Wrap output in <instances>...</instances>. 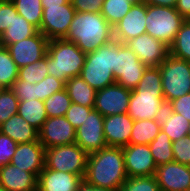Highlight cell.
Returning a JSON list of instances; mask_svg holds the SVG:
<instances>
[{
	"instance_id": "cell-5",
	"label": "cell",
	"mask_w": 190,
	"mask_h": 191,
	"mask_svg": "<svg viewBox=\"0 0 190 191\" xmlns=\"http://www.w3.org/2000/svg\"><path fill=\"white\" fill-rule=\"evenodd\" d=\"M146 33L170 47L185 19L175 7L146 4Z\"/></svg>"
},
{
	"instance_id": "cell-53",
	"label": "cell",
	"mask_w": 190,
	"mask_h": 191,
	"mask_svg": "<svg viewBox=\"0 0 190 191\" xmlns=\"http://www.w3.org/2000/svg\"><path fill=\"white\" fill-rule=\"evenodd\" d=\"M129 1H133V2H135V3H138V2H140V1H142V0H129Z\"/></svg>"
},
{
	"instance_id": "cell-38",
	"label": "cell",
	"mask_w": 190,
	"mask_h": 191,
	"mask_svg": "<svg viewBox=\"0 0 190 191\" xmlns=\"http://www.w3.org/2000/svg\"><path fill=\"white\" fill-rule=\"evenodd\" d=\"M163 91L159 67H147L137 87L133 90Z\"/></svg>"
},
{
	"instance_id": "cell-48",
	"label": "cell",
	"mask_w": 190,
	"mask_h": 191,
	"mask_svg": "<svg viewBox=\"0 0 190 191\" xmlns=\"http://www.w3.org/2000/svg\"><path fill=\"white\" fill-rule=\"evenodd\" d=\"M77 191H116L103 187H96L86 181L84 178L79 182Z\"/></svg>"
},
{
	"instance_id": "cell-18",
	"label": "cell",
	"mask_w": 190,
	"mask_h": 191,
	"mask_svg": "<svg viewBox=\"0 0 190 191\" xmlns=\"http://www.w3.org/2000/svg\"><path fill=\"white\" fill-rule=\"evenodd\" d=\"M155 178L161 191H187L190 188V166L176 161L159 165Z\"/></svg>"
},
{
	"instance_id": "cell-26",
	"label": "cell",
	"mask_w": 190,
	"mask_h": 191,
	"mask_svg": "<svg viewBox=\"0 0 190 191\" xmlns=\"http://www.w3.org/2000/svg\"><path fill=\"white\" fill-rule=\"evenodd\" d=\"M161 130H163L173 142L187 136L190 122L178 113L172 112L168 107L160 117Z\"/></svg>"
},
{
	"instance_id": "cell-27",
	"label": "cell",
	"mask_w": 190,
	"mask_h": 191,
	"mask_svg": "<svg viewBox=\"0 0 190 191\" xmlns=\"http://www.w3.org/2000/svg\"><path fill=\"white\" fill-rule=\"evenodd\" d=\"M17 113L38 131L48 118L44 101L39 99L19 101Z\"/></svg>"
},
{
	"instance_id": "cell-54",
	"label": "cell",
	"mask_w": 190,
	"mask_h": 191,
	"mask_svg": "<svg viewBox=\"0 0 190 191\" xmlns=\"http://www.w3.org/2000/svg\"><path fill=\"white\" fill-rule=\"evenodd\" d=\"M6 1H9V0H0V3H1V2H6Z\"/></svg>"
},
{
	"instance_id": "cell-29",
	"label": "cell",
	"mask_w": 190,
	"mask_h": 191,
	"mask_svg": "<svg viewBox=\"0 0 190 191\" xmlns=\"http://www.w3.org/2000/svg\"><path fill=\"white\" fill-rule=\"evenodd\" d=\"M156 166L174 161L172 141L168 135L160 130L155 139L149 144Z\"/></svg>"
},
{
	"instance_id": "cell-49",
	"label": "cell",
	"mask_w": 190,
	"mask_h": 191,
	"mask_svg": "<svg viewBox=\"0 0 190 191\" xmlns=\"http://www.w3.org/2000/svg\"><path fill=\"white\" fill-rule=\"evenodd\" d=\"M148 5L175 7L177 0H142Z\"/></svg>"
},
{
	"instance_id": "cell-43",
	"label": "cell",
	"mask_w": 190,
	"mask_h": 191,
	"mask_svg": "<svg viewBox=\"0 0 190 191\" xmlns=\"http://www.w3.org/2000/svg\"><path fill=\"white\" fill-rule=\"evenodd\" d=\"M17 144L10 137L0 132V166L11 162L17 149Z\"/></svg>"
},
{
	"instance_id": "cell-15",
	"label": "cell",
	"mask_w": 190,
	"mask_h": 191,
	"mask_svg": "<svg viewBox=\"0 0 190 191\" xmlns=\"http://www.w3.org/2000/svg\"><path fill=\"white\" fill-rule=\"evenodd\" d=\"M122 152L128 177L155 176L157 166L149 144H129Z\"/></svg>"
},
{
	"instance_id": "cell-41",
	"label": "cell",
	"mask_w": 190,
	"mask_h": 191,
	"mask_svg": "<svg viewBox=\"0 0 190 191\" xmlns=\"http://www.w3.org/2000/svg\"><path fill=\"white\" fill-rule=\"evenodd\" d=\"M93 109L94 107H86L72 102L65 117L72 124V126L77 129L83 124L84 120Z\"/></svg>"
},
{
	"instance_id": "cell-47",
	"label": "cell",
	"mask_w": 190,
	"mask_h": 191,
	"mask_svg": "<svg viewBox=\"0 0 190 191\" xmlns=\"http://www.w3.org/2000/svg\"><path fill=\"white\" fill-rule=\"evenodd\" d=\"M175 9L185 20H188L190 17V0H177Z\"/></svg>"
},
{
	"instance_id": "cell-6",
	"label": "cell",
	"mask_w": 190,
	"mask_h": 191,
	"mask_svg": "<svg viewBox=\"0 0 190 191\" xmlns=\"http://www.w3.org/2000/svg\"><path fill=\"white\" fill-rule=\"evenodd\" d=\"M158 67L161 72L163 95L167 105L172 100L190 93V62L169 53Z\"/></svg>"
},
{
	"instance_id": "cell-50",
	"label": "cell",
	"mask_w": 190,
	"mask_h": 191,
	"mask_svg": "<svg viewBox=\"0 0 190 191\" xmlns=\"http://www.w3.org/2000/svg\"><path fill=\"white\" fill-rule=\"evenodd\" d=\"M42 7L47 8L48 6H60L62 4H67L70 0H41Z\"/></svg>"
},
{
	"instance_id": "cell-52",
	"label": "cell",
	"mask_w": 190,
	"mask_h": 191,
	"mask_svg": "<svg viewBox=\"0 0 190 191\" xmlns=\"http://www.w3.org/2000/svg\"><path fill=\"white\" fill-rule=\"evenodd\" d=\"M0 191H7L3 186L0 185Z\"/></svg>"
},
{
	"instance_id": "cell-13",
	"label": "cell",
	"mask_w": 190,
	"mask_h": 191,
	"mask_svg": "<svg viewBox=\"0 0 190 191\" xmlns=\"http://www.w3.org/2000/svg\"><path fill=\"white\" fill-rule=\"evenodd\" d=\"M131 93L132 90L115 82L96 91L94 109L103 116L127 113Z\"/></svg>"
},
{
	"instance_id": "cell-14",
	"label": "cell",
	"mask_w": 190,
	"mask_h": 191,
	"mask_svg": "<svg viewBox=\"0 0 190 191\" xmlns=\"http://www.w3.org/2000/svg\"><path fill=\"white\" fill-rule=\"evenodd\" d=\"M39 132V142L46 149L76 142V129L65 116L47 118Z\"/></svg>"
},
{
	"instance_id": "cell-33",
	"label": "cell",
	"mask_w": 190,
	"mask_h": 191,
	"mask_svg": "<svg viewBox=\"0 0 190 191\" xmlns=\"http://www.w3.org/2000/svg\"><path fill=\"white\" fill-rule=\"evenodd\" d=\"M19 67L15 64L5 47L0 51V89L11 88L18 78Z\"/></svg>"
},
{
	"instance_id": "cell-21",
	"label": "cell",
	"mask_w": 190,
	"mask_h": 191,
	"mask_svg": "<svg viewBox=\"0 0 190 191\" xmlns=\"http://www.w3.org/2000/svg\"><path fill=\"white\" fill-rule=\"evenodd\" d=\"M38 176L9 163L0 166V185L7 191H37Z\"/></svg>"
},
{
	"instance_id": "cell-7",
	"label": "cell",
	"mask_w": 190,
	"mask_h": 191,
	"mask_svg": "<svg viewBox=\"0 0 190 191\" xmlns=\"http://www.w3.org/2000/svg\"><path fill=\"white\" fill-rule=\"evenodd\" d=\"M88 153L76 143L55 146L45 150L47 169L68 172L84 178Z\"/></svg>"
},
{
	"instance_id": "cell-23",
	"label": "cell",
	"mask_w": 190,
	"mask_h": 191,
	"mask_svg": "<svg viewBox=\"0 0 190 191\" xmlns=\"http://www.w3.org/2000/svg\"><path fill=\"white\" fill-rule=\"evenodd\" d=\"M0 132L10 137L16 143L39 141V132L18 113L11 116L0 125Z\"/></svg>"
},
{
	"instance_id": "cell-3",
	"label": "cell",
	"mask_w": 190,
	"mask_h": 191,
	"mask_svg": "<svg viewBox=\"0 0 190 191\" xmlns=\"http://www.w3.org/2000/svg\"><path fill=\"white\" fill-rule=\"evenodd\" d=\"M117 52L118 41L113 40L93 52L86 53L79 76L96 91L114 84Z\"/></svg>"
},
{
	"instance_id": "cell-42",
	"label": "cell",
	"mask_w": 190,
	"mask_h": 191,
	"mask_svg": "<svg viewBox=\"0 0 190 191\" xmlns=\"http://www.w3.org/2000/svg\"><path fill=\"white\" fill-rule=\"evenodd\" d=\"M11 89L19 101L34 100L37 96L36 83H26L19 78L13 83Z\"/></svg>"
},
{
	"instance_id": "cell-36",
	"label": "cell",
	"mask_w": 190,
	"mask_h": 191,
	"mask_svg": "<svg viewBox=\"0 0 190 191\" xmlns=\"http://www.w3.org/2000/svg\"><path fill=\"white\" fill-rule=\"evenodd\" d=\"M19 100L11 88L0 89V125L17 113Z\"/></svg>"
},
{
	"instance_id": "cell-32",
	"label": "cell",
	"mask_w": 190,
	"mask_h": 191,
	"mask_svg": "<svg viewBox=\"0 0 190 191\" xmlns=\"http://www.w3.org/2000/svg\"><path fill=\"white\" fill-rule=\"evenodd\" d=\"M169 53L190 62V22L185 20L169 47Z\"/></svg>"
},
{
	"instance_id": "cell-4",
	"label": "cell",
	"mask_w": 190,
	"mask_h": 191,
	"mask_svg": "<svg viewBox=\"0 0 190 191\" xmlns=\"http://www.w3.org/2000/svg\"><path fill=\"white\" fill-rule=\"evenodd\" d=\"M86 53L74 42L65 39L49 40L47 47V67L49 75L67 82L80 75Z\"/></svg>"
},
{
	"instance_id": "cell-11",
	"label": "cell",
	"mask_w": 190,
	"mask_h": 191,
	"mask_svg": "<svg viewBox=\"0 0 190 191\" xmlns=\"http://www.w3.org/2000/svg\"><path fill=\"white\" fill-rule=\"evenodd\" d=\"M48 43L47 37L38 31L35 35L9 44L6 48L15 64L22 68L44 58L47 54Z\"/></svg>"
},
{
	"instance_id": "cell-20",
	"label": "cell",
	"mask_w": 190,
	"mask_h": 191,
	"mask_svg": "<svg viewBox=\"0 0 190 191\" xmlns=\"http://www.w3.org/2000/svg\"><path fill=\"white\" fill-rule=\"evenodd\" d=\"M10 163L38 176L45 167V148L39 141L19 143Z\"/></svg>"
},
{
	"instance_id": "cell-19",
	"label": "cell",
	"mask_w": 190,
	"mask_h": 191,
	"mask_svg": "<svg viewBox=\"0 0 190 191\" xmlns=\"http://www.w3.org/2000/svg\"><path fill=\"white\" fill-rule=\"evenodd\" d=\"M134 120L127 114L104 116L103 131L107 147L129 145Z\"/></svg>"
},
{
	"instance_id": "cell-9",
	"label": "cell",
	"mask_w": 190,
	"mask_h": 191,
	"mask_svg": "<svg viewBox=\"0 0 190 191\" xmlns=\"http://www.w3.org/2000/svg\"><path fill=\"white\" fill-rule=\"evenodd\" d=\"M146 68L147 66L139 60L137 55L126 43L118 42L116 71L114 73L115 82L117 84L130 90L135 89Z\"/></svg>"
},
{
	"instance_id": "cell-34",
	"label": "cell",
	"mask_w": 190,
	"mask_h": 191,
	"mask_svg": "<svg viewBox=\"0 0 190 191\" xmlns=\"http://www.w3.org/2000/svg\"><path fill=\"white\" fill-rule=\"evenodd\" d=\"M71 103L72 101L68 96L66 89L50 95L47 99L44 100L47 117L51 118L65 116L67 110L71 106Z\"/></svg>"
},
{
	"instance_id": "cell-37",
	"label": "cell",
	"mask_w": 190,
	"mask_h": 191,
	"mask_svg": "<svg viewBox=\"0 0 190 191\" xmlns=\"http://www.w3.org/2000/svg\"><path fill=\"white\" fill-rule=\"evenodd\" d=\"M120 191H161L155 176L127 177Z\"/></svg>"
},
{
	"instance_id": "cell-46",
	"label": "cell",
	"mask_w": 190,
	"mask_h": 191,
	"mask_svg": "<svg viewBox=\"0 0 190 191\" xmlns=\"http://www.w3.org/2000/svg\"><path fill=\"white\" fill-rule=\"evenodd\" d=\"M104 0H70L76 12H101Z\"/></svg>"
},
{
	"instance_id": "cell-25",
	"label": "cell",
	"mask_w": 190,
	"mask_h": 191,
	"mask_svg": "<svg viewBox=\"0 0 190 191\" xmlns=\"http://www.w3.org/2000/svg\"><path fill=\"white\" fill-rule=\"evenodd\" d=\"M39 30L28 22L23 16L17 14L8 28L1 34L0 38L4 42L5 47L9 44L17 43L35 35Z\"/></svg>"
},
{
	"instance_id": "cell-1",
	"label": "cell",
	"mask_w": 190,
	"mask_h": 191,
	"mask_svg": "<svg viewBox=\"0 0 190 191\" xmlns=\"http://www.w3.org/2000/svg\"><path fill=\"white\" fill-rule=\"evenodd\" d=\"M127 177L121 147H105L88 155L84 179L92 185L120 191Z\"/></svg>"
},
{
	"instance_id": "cell-12",
	"label": "cell",
	"mask_w": 190,
	"mask_h": 191,
	"mask_svg": "<svg viewBox=\"0 0 190 191\" xmlns=\"http://www.w3.org/2000/svg\"><path fill=\"white\" fill-rule=\"evenodd\" d=\"M104 116L93 109L76 129V144L88 154L107 147L103 131Z\"/></svg>"
},
{
	"instance_id": "cell-35",
	"label": "cell",
	"mask_w": 190,
	"mask_h": 191,
	"mask_svg": "<svg viewBox=\"0 0 190 191\" xmlns=\"http://www.w3.org/2000/svg\"><path fill=\"white\" fill-rule=\"evenodd\" d=\"M47 67V54L41 60L19 68L18 78L26 83H39L49 75Z\"/></svg>"
},
{
	"instance_id": "cell-51",
	"label": "cell",
	"mask_w": 190,
	"mask_h": 191,
	"mask_svg": "<svg viewBox=\"0 0 190 191\" xmlns=\"http://www.w3.org/2000/svg\"><path fill=\"white\" fill-rule=\"evenodd\" d=\"M5 48L4 42L0 38V51H2Z\"/></svg>"
},
{
	"instance_id": "cell-17",
	"label": "cell",
	"mask_w": 190,
	"mask_h": 191,
	"mask_svg": "<svg viewBox=\"0 0 190 191\" xmlns=\"http://www.w3.org/2000/svg\"><path fill=\"white\" fill-rule=\"evenodd\" d=\"M146 3H134L128 13L113 27L114 40L126 43L146 33Z\"/></svg>"
},
{
	"instance_id": "cell-30",
	"label": "cell",
	"mask_w": 190,
	"mask_h": 191,
	"mask_svg": "<svg viewBox=\"0 0 190 191\" xmlns=\"http://www.w3.org/2000/svg\"><path fill=\"white\" fill-rule=\"evenodd\" d=\"M19 15L23 16L28 22L40 31L42 21V2L41 0H11Z\"/></svg>"
},
{
	"instance_id": "cell-16",
	"label": "cell",
	"mask_w": 190,
	"mask_h": 191,
	"mask_svg": "<svg viewBox=\"0 0 190 191\" xmlns=\"http://www.w3.org/2000/svg\"><path fill=\"white\" fill-rule=\"evenodd\" d=\"M128 47L147 67H158L168 57L169 47L145 33L126 42Z\"/></svg>"
},
{
	"instance_id": "cell-31",
	"label": "cell",
	"mask_w": 190,
	"mask_h": 191,
	"mask_svg": "<svg viewBox=\"0 0 190 191\" xmlns=\"http://www.w3.org/2000/svg\"><path fill=\"white\" fill-rule=\"evenodd\" d=\"M134 3L129 0H104L101 15L114 27L128 13Z\"/></svg>"
},
{
	"instance_id": "cell-45",
	"label": "cell",
	"mask_w": 190,
	"mask_h": 191,
	"mask_svg": "<svg viewBox=\"0 0 190 191\" xmlns=\"http://www.w3.org/2000/svg\"><path fill=\"white\" fill-rule=\"evenodd\" d=\"M167 107L174 113H178L190 122V93L172 100Z\"/></svg>"
},
{
	"instance_id": "cell-28",
	"label": "cell",
	"mask_w": 190,
	"mask_h": 191,
	"mask_svg": "<svg viewBox=\"0 0 190 191\" xmlns=\"http://www.w3.org/2000/svg\"><path fill=\"white\" fill-rule=\"evenodd\" d=\"M160 130V119L134 121L129 144H150Z\"/></svg>"
},
{
	"instance_id": "cell-44",
	"label": "cell",
	"mask_w": 190,
	"mask_h": 191,
	"mask_svg": "<svg viewBox=\"0 0 190 191\" xmlns=\"http://www.w3.org/2000/svg\"><path fill=\"white\" fill-rule=\"evenodd\" d=\"M18 12L11 0L0 3V36L8 28Z\"/></svg>"
},
{
	"instance_id": "cell-22",
	"label": "cell",
	"mask_w": 190,
	"mask_h": 191,
	"mask_svg": "<svg viewBox=\"0 0 190 191\" xmlns=\"http://www.w3.org/2000/svg\"><path fill=\"white\" fill-rule=\"evenodd\" d=\"M81 180L76 174L44 167L38 175L37 191H77Z\"/></svg>"
},
{
	"instance_id": "cell-40",
	"label": "cell",
	"mask_w": 190,
	"mask_h": 191,
	"mask_svg": "<svg viewBox=\"0 0 190 191\" xmlns=\"http://www.w3.org/2000/svg\"><path fill=\"white\" fill-rule=\"evenodd\" d=\"M174 161L190 166V137L184 136L172 142Z\"/></svg>"
},
{
	"instance_id": "cell-39",
	"label": "cell",
	"mask_w": 190,
	"mask_h": 191,
	"mask_svg": "<svg viewBox=\"0 0 190 191\" xmlns=\"http://www.w3.org/2000/svg\"><path fill=\"white\" fill-rule=\"evenodd\" d=\"M65 89V82L59 80L52 75L46 76L42 81L36 83L37 96L36 99L44 101L50 95Z\"/></svg>"
},
{
	"instance_id": "cell-10",
	"label": "cell",
	"mask_w": 190,
	"mask_h": 191,
	"mask_svg": "<svg viewBox=\"0 0 190 191\" xmlns=\"http://www.w3.org/2000/svg\"><path fill=\"white\" fill-rule=\"evenodd\" d=\"M75 14L76 11L71 2L43 8L40 32L48 40L64 39Z\"/></svg>"
},
{
	"instance_id": "cell-2",
	"label": "cell",
	"mask_w": 190,
	"mask_h": 191,
	"mask_svg": "<svg viewBox=\"0 0 190 191\" xmlns=\"http://www.w3.org/2000/svg\"><path fill=\"white\" fill-rule=\"evenodd\" d=\"M64 39L74 42L84 53H90L113 41L114 30L101 12H76Z\"/></svg>"
},
{
	"instance_id": "cell-24",
	"label": "cell",
	"mask_w": 190,
	"mask_h": 191,
	"mask_svg": "<svg viewBox=\"0 0 190 191\" xmlns=\"http://www.w3.org/2000/svg\"><path fill=\"white\" fill-rule=\"evenodd\" d=\"M65 89L73 103L86 107H94L96 90L80 76L68 79L65 83Z\"/></svg>"
},
{
	"instance_id": "cell-8",
	"label": "cell",
	"mask_w": 190,
	"mask_h": 191,
	"mask_svg": "<svg viewBox=\"0 0 190 191\" xmlns=\"http://www.w3.org/2000/svg\"><path fill=\"white\" fill-rule=\"evenodd\" d=\"M167 109L163 91L132 90L127 114L134 120L160 119Z\"/></svg>"
}]
</instances>
